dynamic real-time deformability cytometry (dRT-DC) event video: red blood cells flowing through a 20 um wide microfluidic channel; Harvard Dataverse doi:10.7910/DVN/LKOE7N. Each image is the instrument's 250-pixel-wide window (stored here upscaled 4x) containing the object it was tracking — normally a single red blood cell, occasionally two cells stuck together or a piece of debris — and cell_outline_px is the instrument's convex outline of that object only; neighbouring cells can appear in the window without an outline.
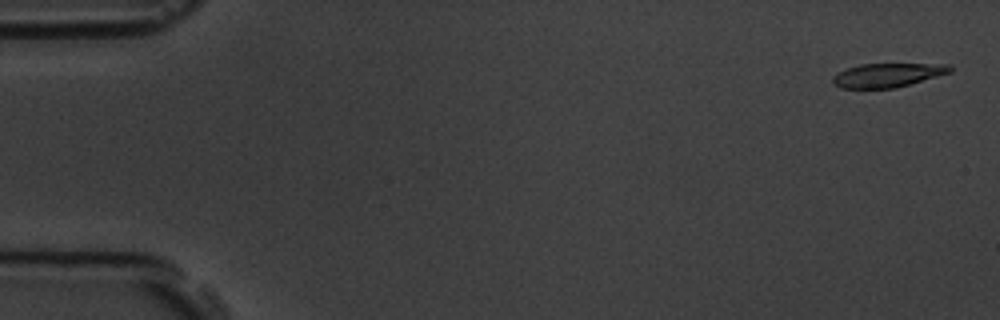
{"species": "common noctule bat (a hibernating species)", "species_latin": "Nyctalus noctula", "temperature_condition": "room temperature", "stored_images_in_passage": 5, "camera_frame_rate_fps": 3000, "um_per_image_px": 0.085, "animal": {"sex": "male", "body_mass_g": 19.5, "forearm_length_mm": 54.6}, "frame": {"image": 1, "passage_image": 1, "time_ms": 0.0, "image_size_px": [1000, 320], "cell_outline_px": [[952, 72], [896, 88], [840, 88], [832, 84], [832, 76], [848, 68], [860, 64], [948, 64], [952, 68]], "centroid_in_image_um": [75.43, 6.39], "position_along_channel_um": 9.6, "area_um2": 16.3}}
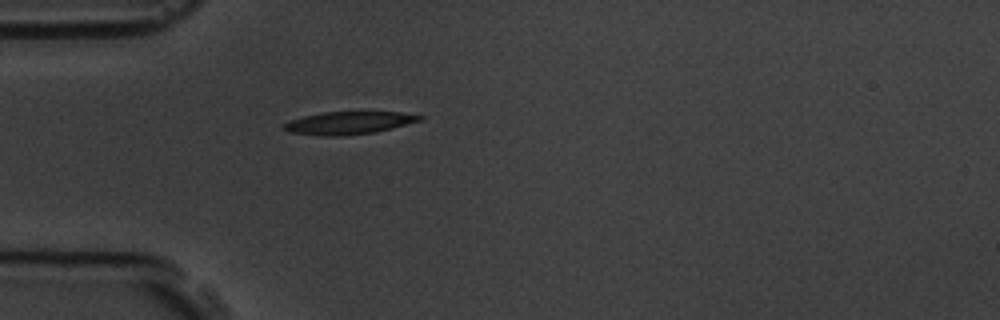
{"frame": {"image": 2, "passage_image": 5, "time_ms": 4.667, "image_size_px": [1000, 320], "cell_outline_px": [[424, 116], [420, 120], [392, 128], [376, 132], [344, 136], [320, 136], [292, 132], [284, 128], [284, 124], [288, 120], [304, 116], [324, 112], [400, 112]], "centroid_in_image_um": [29.63, 10.45], "position_along_channel_um": 55.4, "area_um2": 17.8}}